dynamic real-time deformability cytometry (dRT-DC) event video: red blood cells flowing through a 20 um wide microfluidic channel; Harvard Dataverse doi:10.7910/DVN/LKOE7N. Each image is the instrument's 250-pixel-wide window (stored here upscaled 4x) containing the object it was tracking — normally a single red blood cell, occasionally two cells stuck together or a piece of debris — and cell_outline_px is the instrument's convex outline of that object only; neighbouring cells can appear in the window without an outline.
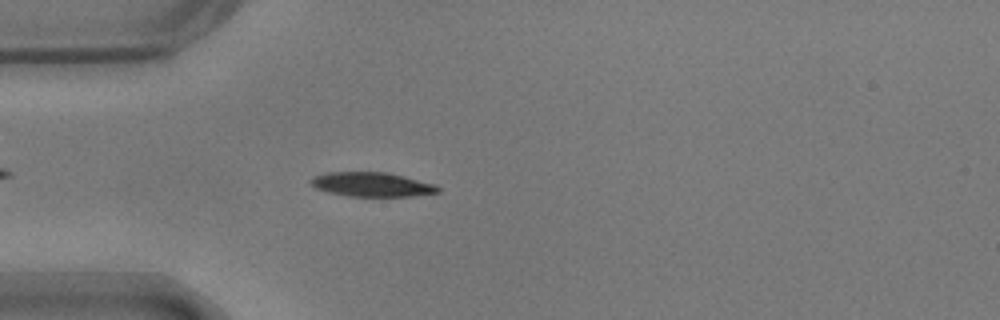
{"species": "common noctule bat (a hibernating species)", "species_latin": "Nyctalus noctula", "temperature_condition": "warm", "stored_images_in_passage": 37, "camera_frame_rate_fps": 3000, "um_per_image_px": 0.085, "animal": {"sex": "male", "body_mass_g": 17.9}, "frame": {"image": 1, "passage_image": 6, "time_ms": 1.667, "image_size_px": [1000, 320], "cell_outline_px": [[440, 192], [412, 196], [348, 196], [328, 192], [316, 188], [308, 184], [308, 180], [312, 176], [328, 172], [384, 172], [404, 176], [436, 184], [440, 188]], "centroid_in_image_um": [31.57, 15.67], "position_along_channel_um": 53.4, "area_um2": 18.15}}
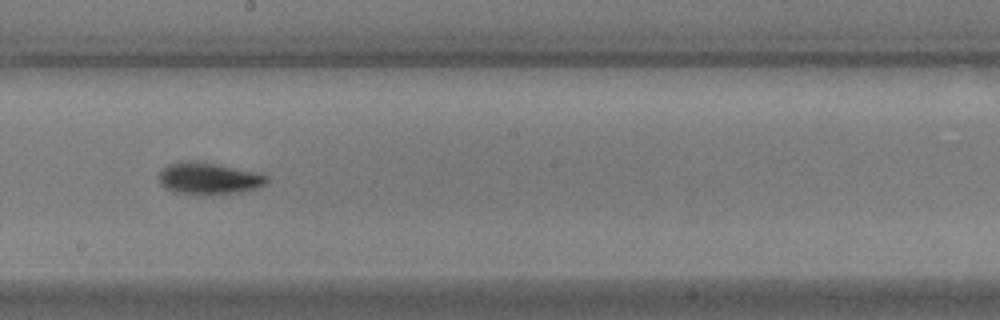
{"frame": {"image": 2, "passage_image": 21, "time_ms": 6.667, "image_size_px": [1000, 320], "cell_outline_px": [[268, 180], [264, 184], [256, 188], [240, 192], [204, 196], [172, 192], [164, 188], [160, 184], [156, 176], [168, 164], [188, 160], [196, 160], [252, 172], [268, 176]], "centroid_in_image_um": [17.64, 15.19], "position_along_channel_um": 230.6, "area_um2": 20.17}}
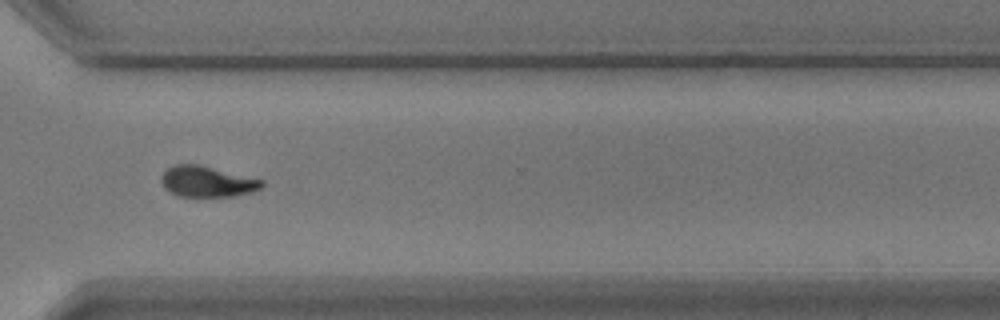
{"frame": {"image": 3, "passage_image": 31, "time_ms": 10.0, "image_size_px": [1000, 320], "cell_outline_px": [[264, 184], [260, 188], [252, 192], [232, 196], [176, 196], [168, 192], [164, 188], [160, 180], [160, 176], [168, 168], [176, 164], [200, 164], [264, 180]], "centroid_in_image_um": [17.57, 15.43], "position_along_channel_um": 353.0, "area_um2": 18.21}, "authors_computed_cell_mechanics": {"area_um2": 18.3804, "velocity_mm_per_s": 3.6798, "shape_relaxation_time_tau1_ms": 2.8384, "shape_relaxation_time_tau2_ms": 4.6008, "deformation_change_tau1": 0.1397, "deformation_change_tau2": 0.0868}}